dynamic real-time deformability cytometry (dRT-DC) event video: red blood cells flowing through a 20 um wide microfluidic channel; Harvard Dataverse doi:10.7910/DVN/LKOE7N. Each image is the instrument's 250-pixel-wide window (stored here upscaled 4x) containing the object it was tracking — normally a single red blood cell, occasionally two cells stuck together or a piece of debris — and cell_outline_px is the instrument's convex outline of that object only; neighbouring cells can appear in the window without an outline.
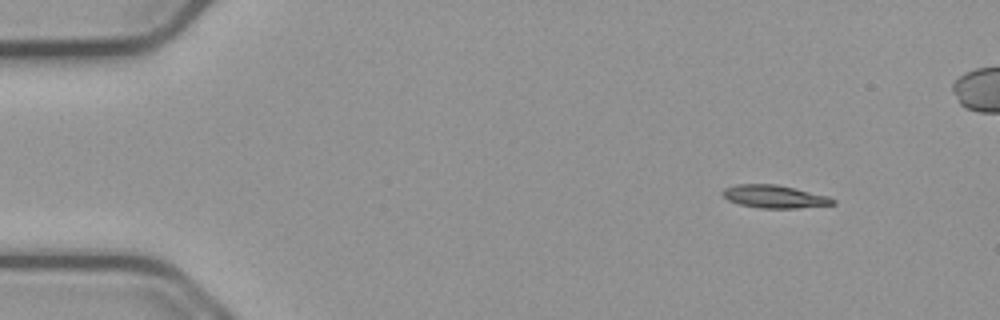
{"species": "common noctule bat (a hibernating species)", "species_latin": "Nyctalus noctula", "temperature_condition": "cold", "stored_images_in_passage": 51, "camera_frame_rate_fps": 3000, "um_per_image_px": 0.085, "animal": {"sex": "male", "body_mass_g": 23.1, "forearm_length_mm": 52.7}, "frame": {"image": 1, "passage_image": 1, "time_ms": 0.0, "image_size_px": [1000, 320], "cell_outline_px": [[836, 204], [796, 208], [760, 208], [740, 204], [728, 200], [720, 192], [724, 188], [736, 184], [776, 184], [796, 188], [828, 196], [836, 200]], "centroid_in_image_um": [65.83, 16.7], "position_along_channel_um": 19.2, "area_um2": 14.74}}
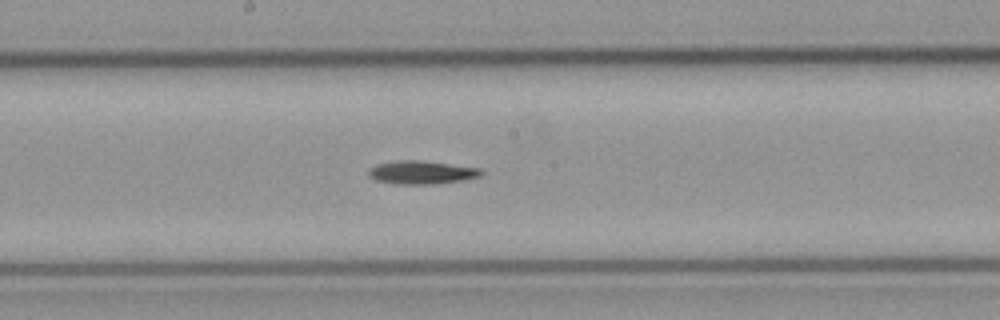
{"frame": {"image": 2, "passage_image": 24, "time_ms": 7.667, "image_size_px": [1000, 320], "cell_outline_px": [[484, 172], [480, 176], [464, 180], [440, 184], [396, 184], [376, 180], [368, 176], [368, 168], [376, 164], [400, 160], [416, 160], [480, 168]], "centroid_in_image_um": [35.82, 14.66], "position_along_channel_um": 212.4, "area_um2": 15.32}}
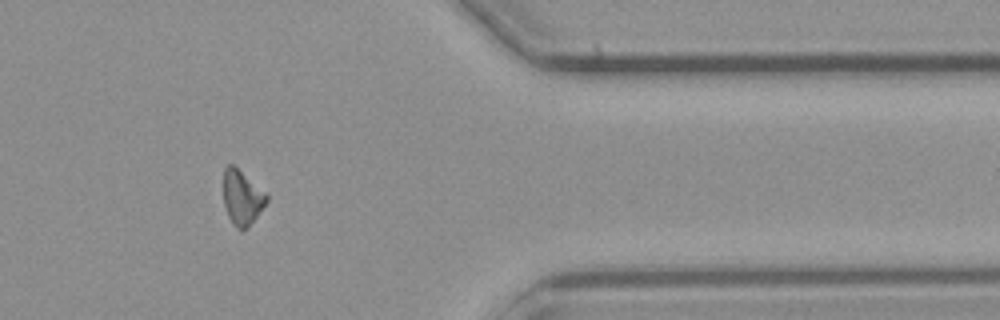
{"frame": {"image": 3, "passage_image": 40, "time_ms": 13.0, "image_size_px": [1000, 320], "cell_outline_px": [[268, 200], [256, 216], [244, 228], [236, 228], [228, 216], [224, 204], [224, 168], [228, 164], [232, 164], [268, 192]], "centroid_in_image_um": [20.59, 16.73], "position_along_channel_um": 390.8, "area_um2": 13.53}}